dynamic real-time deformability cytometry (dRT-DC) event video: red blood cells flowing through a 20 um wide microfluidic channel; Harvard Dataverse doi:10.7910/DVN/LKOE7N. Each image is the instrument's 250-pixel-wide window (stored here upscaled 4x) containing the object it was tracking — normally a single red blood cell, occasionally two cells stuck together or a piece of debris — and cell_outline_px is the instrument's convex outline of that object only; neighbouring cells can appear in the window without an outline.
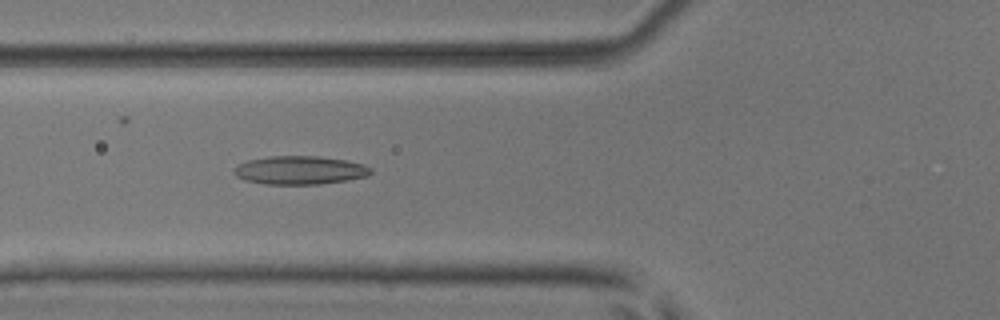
{"species": "common noctule bat (a hibernating species)", "species_latin": "Nyctalus noctula", "temperature_condition": "room temperature", "stored_images_in_passage": 51, "camera_frame_rate_fps": 3000, "um_per_image_px": 0.085, "animal": {"sex": "male", "body_mass_g": 17.9, "forearm_length_mm": 54.2}, "frame": {"image": 1, "passage_image": 18, "time_ms": 5.667, "image_size_px": [1000, 320], "cell_outline_px": [[372, 172], [368, 176], [348, 180], [320, 184], [264, 184], [244, 180], [236, 176], [232, 172], [240, 164], [248, 160], [268, 156], [320, 156], [344, 160], [364, 164], [372, 168]], "centroid_in_image_um": [25.51, 14.47], "position_along_channel_um": 100.3, "area_um2": 22.72}}
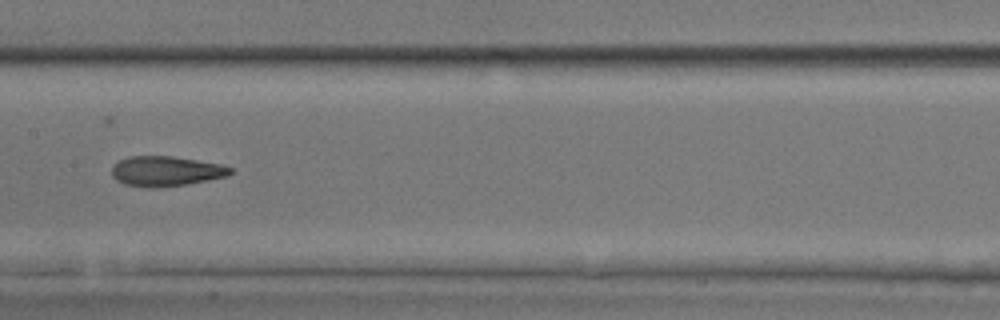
{"frame": {"image": 2, "passage_image": 25, "time_ms": 8.0, "image_size_px": [1000, 320], "cell_outline_px": [[232, 172], [228, 176], [208, 180], [184, 184], [156, 188], [148, 188], [124, 184], [116, 180], [112, 176], [112, 168], [120, 160], [128, 156], [172, 156], [220, 164], [232, 168]], "centroid_in_image_um": [14.09, 14.55], "position_along_channel_um": 193.3, "area_um2": 20.63}}
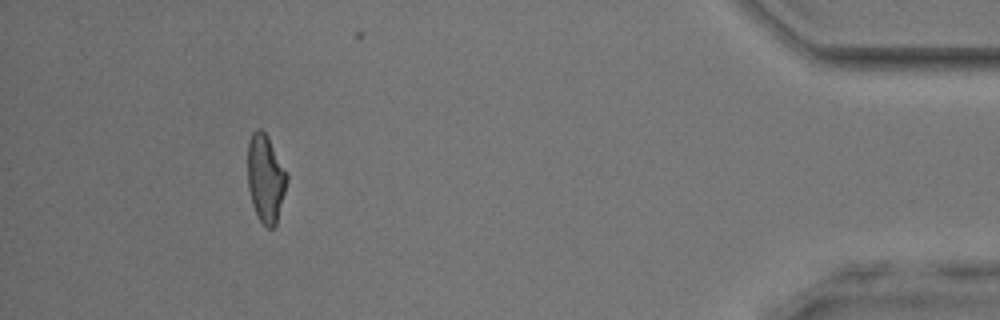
{"frame": {"image": 3, "passage_image": 46, "time_ms": 15.0, "image_size_px": [1000, 320], "cell_outline_px": [[288, 180], [276, 224], [272, 228], [268, 228], [256, 216], [252, 204], [248, 188], [248, 140], [252, 132], [256, 128], [260, 128], [268, 136], [288, 176]], "centroid_in_image_um": [22.56, 15.15], "position_along_channel_um": 412.6, "area_um2": 20.06}, "authors_computed_cell_mechanics": {"area_um2": 20.6924, "velocity_mm_per_s": 3.9881, "shape_relaxation_time_tau1_ms": 11.3847, "shape_relaxation_time_tau2_ms": 2.7259, "deformation_change_tau1": 0.2682, "deformation_change_tau2": 0.1193}}